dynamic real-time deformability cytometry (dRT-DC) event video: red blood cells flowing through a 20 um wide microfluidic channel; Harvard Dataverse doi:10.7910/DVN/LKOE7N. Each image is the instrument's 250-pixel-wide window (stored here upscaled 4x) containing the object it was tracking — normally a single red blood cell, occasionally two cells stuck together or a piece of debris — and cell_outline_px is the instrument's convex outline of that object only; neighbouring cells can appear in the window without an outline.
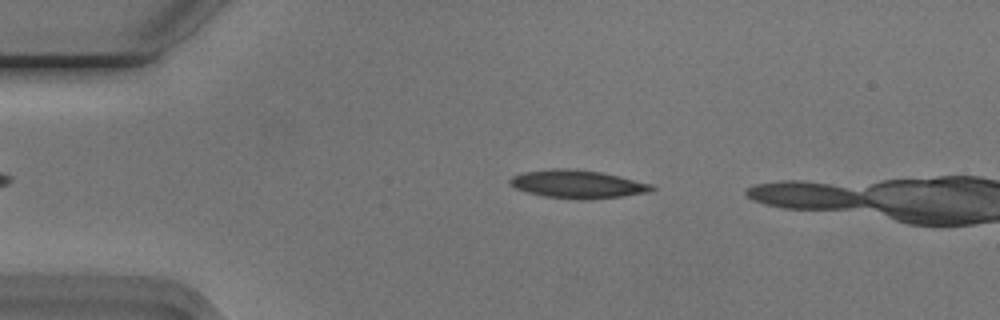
{"species": "Egyptian fruit bat (a non-hibernating species)", "species_latin": "Rousettus aegyptiacus", "temperature_condition": "cold", "stored_images_in_passage": 46, "camera_frame_rate_fps": 3000, "um_per_image_px": 0.085, "animal": {"sex": "male"}, "frame": {"image": 1, "passage_image": 10, "time_ms": 3.0, "image_size_px": [1000, 320], "cell_outline_px": [[656, 188], [648, 192], [624, 196], [592, 200], [576, 200], [544, 196], [528, 192], [516, 188], [508, 184], [508, 180], [512, 176], [524, 172], [552, 168], [576, 168], [600, 172], [620, 176], [652, 184]], "centroid_in_image_um": [49.09, 15.65], "position_along_channel_um": 35.9, "area_um2": 23.58}}
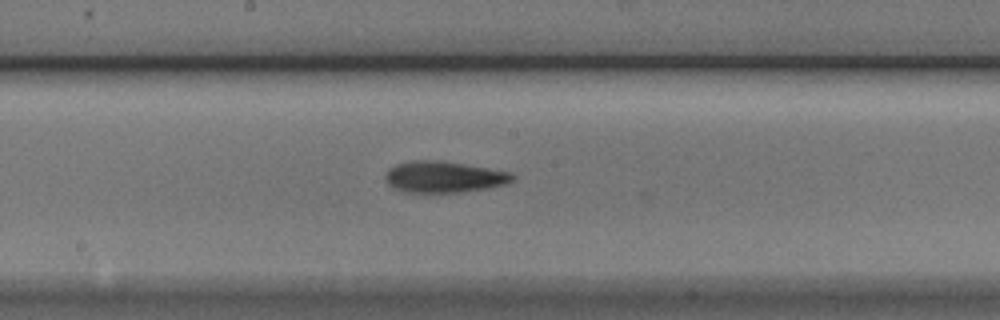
{"frame": {"image": 2, "passage_image": 27, "time_ms": 8.667, "image_size_px": [1000, 320], "cell_outline_px": [[516, 176], [508, 184], [488, 188], [460, 192], [400, 192], [388, 184], [384, 176], [388, 168], [396, 164], [416, 160], [436, 160], [464, 164], [508, 172]], "centroid_in_image_um": [37.69, 15.04], "position_along_channel_um": 210.5, "area_um2": 23.12}}
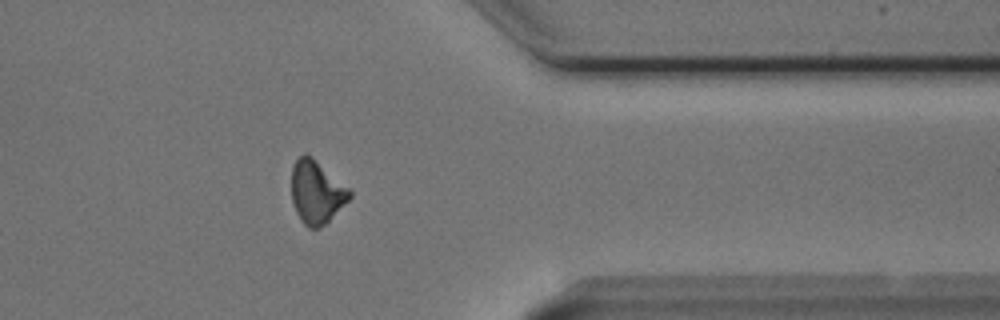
{"frame": {"image": 3, "passage_image": 42, "time_ms": 13.667, "image_size_px": [1000, 320], "cell_outline_px": [[352, 196], [320, 228], [308, 228], [300, 220], [296, 212], [292, 200], [292, 164], [304, 152], [312, 156], [352, 188]], "centroid_in_image_um": [26.92, 16.28], "position_along_channel_um": 384.5, "area_um2": 21.62}, "authors_computed_cell_mechanics": {"area_um2": 22.0218, "velocity_mm_per_s": 3.7487, "shape_relaxation_time_tau1_ms": 5.1424, "shape_relaxation_time_tau2_ms": 6.6807, "deformation_change_tau1": 0.1291, "deformation_change_tau2": 0.1659}}